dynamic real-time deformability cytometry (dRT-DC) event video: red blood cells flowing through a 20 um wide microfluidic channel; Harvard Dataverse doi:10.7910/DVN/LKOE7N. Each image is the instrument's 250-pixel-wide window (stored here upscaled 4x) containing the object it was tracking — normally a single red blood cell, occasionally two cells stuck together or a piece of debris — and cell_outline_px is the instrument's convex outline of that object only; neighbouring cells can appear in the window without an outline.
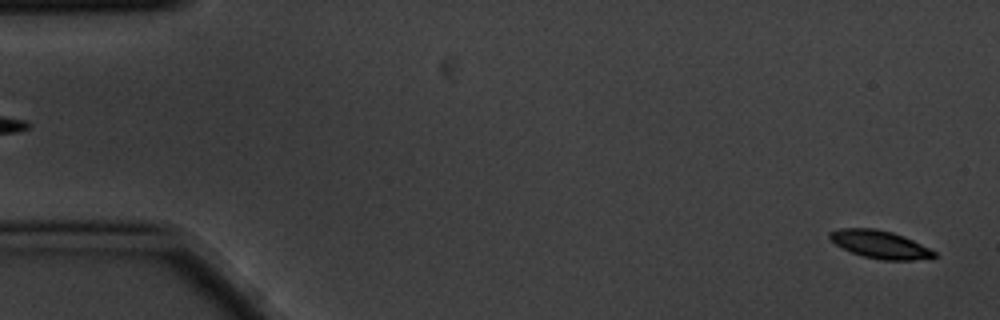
{"species": "common noctule bat (a hibernating species)", "species_latin": "Nyctalus noctula", "temperature_condition": "cold", "stored_images_in_passage": 6, "segment_of_instrument_passage": [2, 2], "camera_frame_rate_fps": 3000, "um_per_image_px": 0.085, "animal": {"sex": "male", "body_mass_g": 20.1, "forearm_length_mm": 53.5}, "frame": {"image": 1, "passage_image": 6, "time_ms": 1.667, "image_size_px": [1000, 320], "cell_outline_px": [[936, 256], [912, 260], [880, 260], [864, 256], [852, 252], [836, 244], [828, 236], [828, 232], [840, 228], [876, 228], [892, 232], [904, 236], [936, 252]], "centroid_in_image_um": [74.77, 20.76], "position_along_channel_um": 10.2, "area_um2": 16.7}}